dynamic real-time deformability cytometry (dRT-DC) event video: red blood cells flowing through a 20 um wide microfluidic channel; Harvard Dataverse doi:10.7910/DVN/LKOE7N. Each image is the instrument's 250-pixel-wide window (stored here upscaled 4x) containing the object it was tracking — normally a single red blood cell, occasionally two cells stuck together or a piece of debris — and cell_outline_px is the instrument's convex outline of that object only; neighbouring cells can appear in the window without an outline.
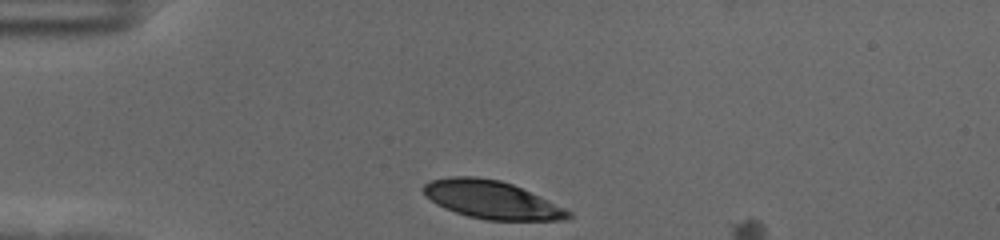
{"species": "human", "species_latin": "Homo sapiens", "temperature_condition": "cold", "stored_images_in_passage": 5, "camera_frame_rate_fps": 3000, "um_per_image_px": 0.085, "donor": {"sex": "female"}, "frame": {"image": 1, "passage_image": 1, "time_ms": 0.0, "image_size_px": [1000, 240], "cell_outline_px": [[572, 216], [564, 220], [484, 220], [468, 216], [444, 208], [436, 204], [424, 196], [420, 188], [424, 184], [432, 180], [452, 176], [476, 176], [500, 180], [512, 184], [564, 208], [572, 212]], "centroid_in_image_um": [41.73, 16.98], "position_along_channel_um": 43.3, "area_um2": 31.96}}